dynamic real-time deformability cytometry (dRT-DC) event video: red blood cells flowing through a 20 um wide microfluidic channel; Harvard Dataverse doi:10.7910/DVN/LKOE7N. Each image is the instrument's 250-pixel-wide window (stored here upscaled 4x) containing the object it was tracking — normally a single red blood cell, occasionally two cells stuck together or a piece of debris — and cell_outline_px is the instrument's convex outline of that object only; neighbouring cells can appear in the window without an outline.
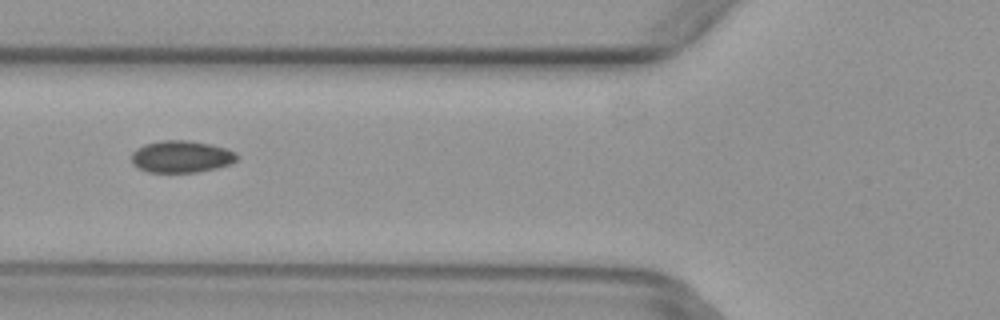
{"species": "common noctule bat (a hibernating species)", "species_latin": "Nyctalus noctula", "temperature_condition": "warm", "stored_images_in_passage": 2, "camera_frame_rate_fps": 3000, "um_per_image_px": 0.085, "animal": {"sex": "female", "body_mass_g": 29.2, "forearm_length_mm": 56.3}, "frame": {"image": 1, "passage_image": 2, "time_ms": 0.333, "image_size_px": [1000, 320], "cell_outline_px": [[240, 156], [232, 164], [216, 168], [196, 172], [148, 172], [136, 168], [132, 164], [132, 152], [136, 148], [144, 144], [160, 140], [188, 140], [212, 144], [236, 152]], "centroid_in_image_um": [15.41, 13.31], "position_along_channel_um": 110.4, "area_um2": 19.94}}